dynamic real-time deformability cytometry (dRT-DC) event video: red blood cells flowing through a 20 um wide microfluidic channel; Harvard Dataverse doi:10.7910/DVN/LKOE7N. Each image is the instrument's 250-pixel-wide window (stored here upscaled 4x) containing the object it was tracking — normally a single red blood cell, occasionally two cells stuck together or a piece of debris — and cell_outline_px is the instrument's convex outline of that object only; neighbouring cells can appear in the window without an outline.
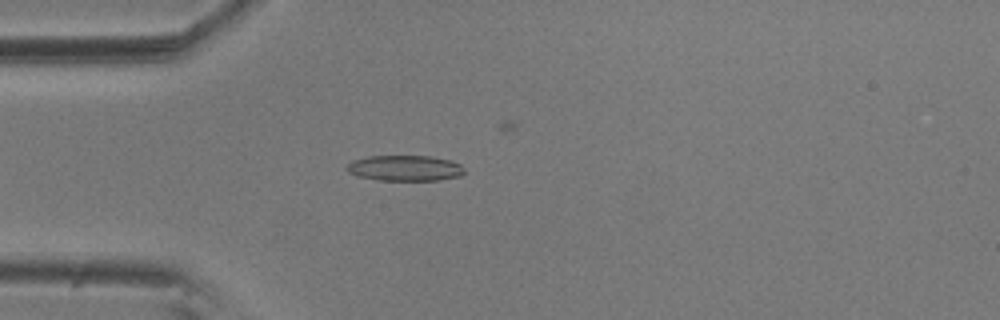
{"species": "common noctule bat (a hibernating species)", "species_latin": "Nyctalus noctula", "temperature_condition": "room temperature", "stored_images_in_passage": 18, "camera_frame_rate_fps": 3000, "um_per_image_px": 0.085, "animal": {"sex": "male", "body_mass_g": 20.5, "forearm_length_mm": 52.5}, "frame": {"image": 1, "passage_image": 6, "time_ms": 1.667, "image_size_px": [1000, 320], "cell_outline_px": [[464, 172], [460, 176], [440, 180], [376, 180], [356, 176], [348, 172], [344, 168], [352, 160], [368, 156], [432, 156], [452, 160], [460, 164], [464, 168]], "centroid_in_image_um": [34.4, 14.29], "position_along_channel_um": 50.6, "area_um2": 17.8}}
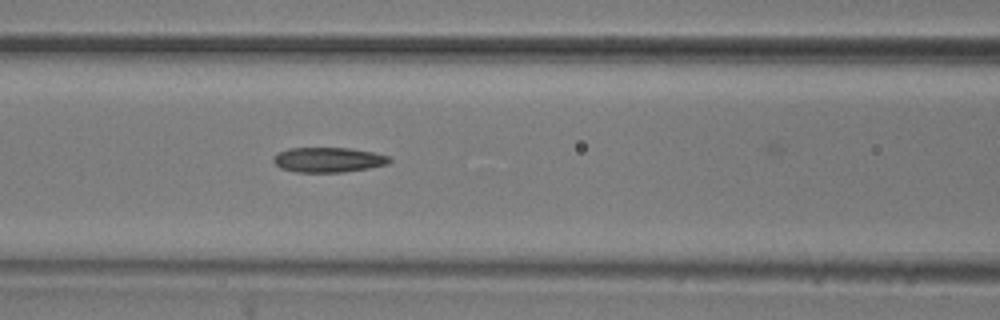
{"frame": {"image": 2, "passage_image": 14, "time_ms": 4.333, "image_size_px": [1000, 320], "cell_outline_px": [[392, 160], [388, 164], [368, 168], [344, 172], [296, 172], [280, 168], [272, 160], [280, 152], [288, 148], [352, 148], [372, 152], [388, 156]], "centroid_in_image_um": [27.92, 13.58], "position_along_channel_um": 138.7, "area_um2": 16.76}}
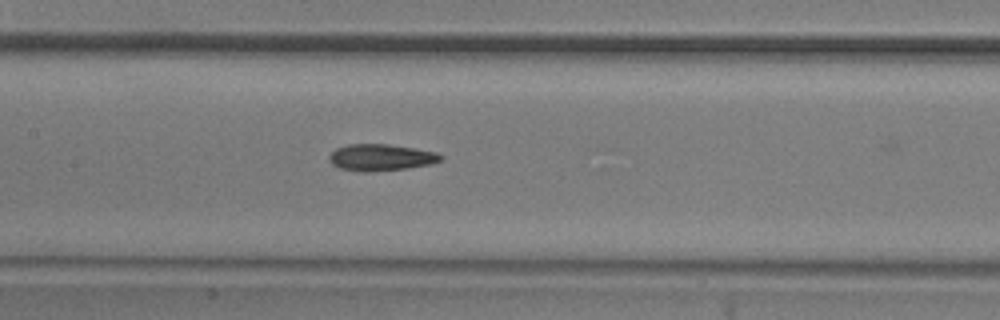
{"frame": {"image": 3, "passage_image": 17, "time_ms": 5.333, "image_size_px": [1000, 320], "cell_outline_px": [[444, 160], [432, 164], [408, 168], [368, 172], [364, 172], [340, 168], [332, 164], [328, 160], [328, 156], [336, 148], [348, 144], [388, 144], [436, 152], [444, 156]], "centroid_in_image_um": [32.39, 13.38], "position_along_channel_um": 175.0, "area_um2": 17.4}}